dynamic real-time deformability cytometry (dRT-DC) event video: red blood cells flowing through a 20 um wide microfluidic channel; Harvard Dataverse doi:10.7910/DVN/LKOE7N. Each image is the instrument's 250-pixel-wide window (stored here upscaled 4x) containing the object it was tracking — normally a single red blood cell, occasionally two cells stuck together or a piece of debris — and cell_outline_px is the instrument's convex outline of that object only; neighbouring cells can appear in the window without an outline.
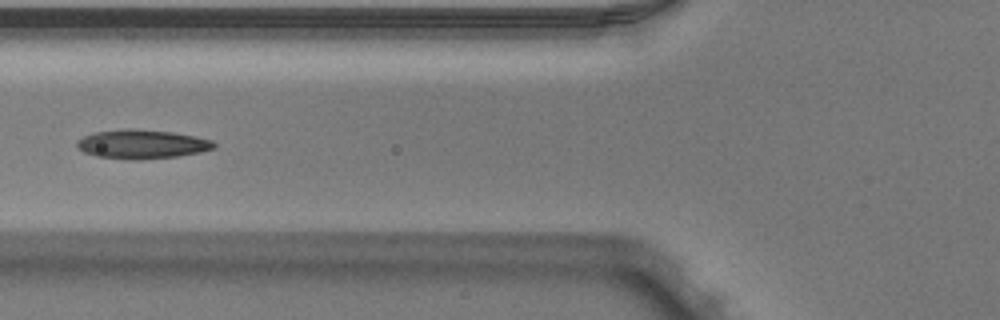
{"species": "Egyptian fruit bat (a non-hibernating species)", "species_latin": "Rousettus aegyptiacus", "temperature_condition": "warm", "stored_images_in_passage": 18, "camera_frame_rate_fps": 3000, "um_per_image_px": 0.085, "animal": {"sex": "male"}, "frame": {"image": 1, "passage_image": 6, "time_ms": 1.667, "image_size_px": [1000, 320], "cell_outline_px": [[216, 148], [200, 152], [176, 156], [136, 160], [96, 156], [84, 152], [76, 144], [76, 140], [84, 136], [96, 132], [128, 128], [172, 132], [212, 140], [216, 144]], "centroid_in_image_um": [12.06, 12.25], "position_along_channel_um": 113.7, "area_um2": 22.89}}